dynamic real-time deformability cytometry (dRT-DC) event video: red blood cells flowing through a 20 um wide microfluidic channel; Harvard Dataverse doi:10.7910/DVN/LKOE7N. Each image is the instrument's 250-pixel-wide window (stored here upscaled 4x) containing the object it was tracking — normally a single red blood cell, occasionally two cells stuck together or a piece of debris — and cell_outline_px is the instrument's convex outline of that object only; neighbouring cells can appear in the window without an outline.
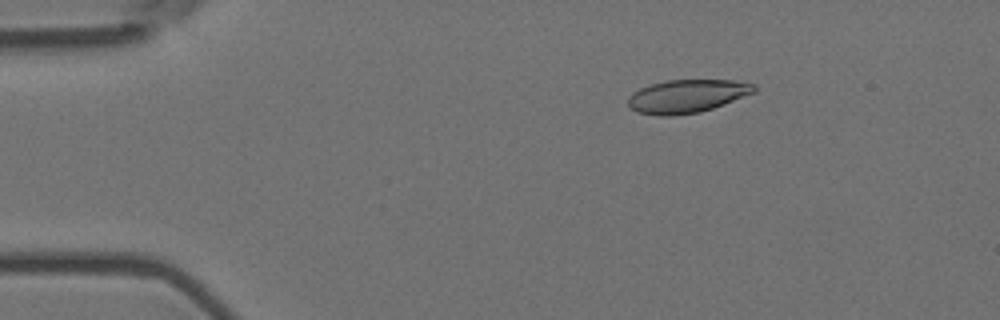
{"species": "Egyptian fruit bat (a non-hibernating species)", "species_latin": "Rousettus aegyptiacus", "temperature_condition": "room temperature", "stored_images_in_passage": 5, "camera_frame_rate_fps": 3000, "um_per_image_px": 0.085, "animal": {"sex": "female"}, "frame": {"image": 1, "passage_image": 3, "time_ms": 0.667, "image_size_px": [1000, 320], "cell_outline_px": [[756, 92], [724, 104], [700, 112], [672, 116], [660, 116], [636, 112], [628, 104], [628, 96], [632, 92], [640, 88], [652, 84], [668, 80], [732, 80], [756, 84]], "centroid_in_image_um": [58.4, 8.18], "position_along_channel_um": 26.6, "area_um2": 24.45}}